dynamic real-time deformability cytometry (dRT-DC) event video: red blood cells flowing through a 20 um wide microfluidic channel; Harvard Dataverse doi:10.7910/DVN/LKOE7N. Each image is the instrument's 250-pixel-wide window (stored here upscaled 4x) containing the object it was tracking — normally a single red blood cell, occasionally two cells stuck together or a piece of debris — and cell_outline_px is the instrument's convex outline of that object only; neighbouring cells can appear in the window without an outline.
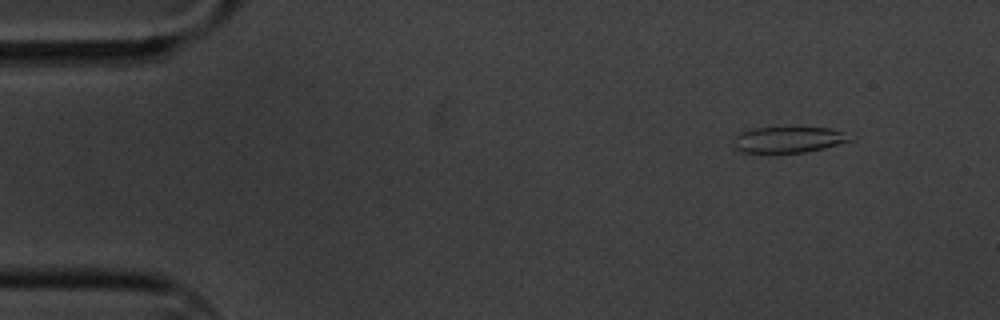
{"species": "common noctule bat (a hibernating species)", "species_latin": "Nyctalus noctula", "temperature_condition": "cold", "stored_images_in_passage": 13, "camera_frame_rate_fps": 3000, "um_per_image_px": 0.085, "animal": {"sex": "male", "body_mass_g": 20.1, "forearm_length_mm": 53.5}, "frame": {"image": 1, "passage_image": 1, "time_ms": 0.0, "image_size_px": [1000, 320], "cell_outline_px": [[852, 140], [804, 152], [744, 152], [736, 148], [732, 144], [732, 140], [740, 132], [756, 128], [832, 128], [844, 132]], "centroid_in_image_um": [66.96, 11.86], "position_along_channel_um": 18.0, "area_um2": 17.11}}
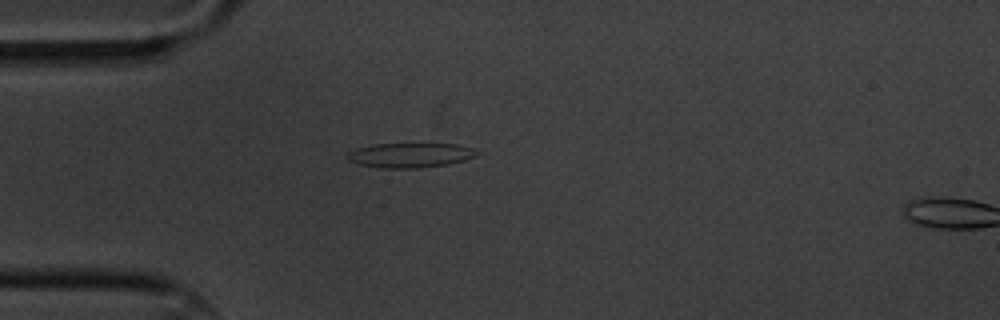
{"frame": {"image": 2, "passage_image": 11, "time_ms": 3.333, "image_size_px": [1000, 320], "cell_outline_px": [[480, 152], [476, 156], [464, 160], [448, 164], [416, 168], [380, 168], [356, 164], [348, 160], [344, 156], [348, 152], [356, 148], [376, 144], [460, 144], [472, 148]], "centroid_in_image_um": [34.83, 13.19], "position_along_channel_um": 50.2, "area_um2": 18.73}}